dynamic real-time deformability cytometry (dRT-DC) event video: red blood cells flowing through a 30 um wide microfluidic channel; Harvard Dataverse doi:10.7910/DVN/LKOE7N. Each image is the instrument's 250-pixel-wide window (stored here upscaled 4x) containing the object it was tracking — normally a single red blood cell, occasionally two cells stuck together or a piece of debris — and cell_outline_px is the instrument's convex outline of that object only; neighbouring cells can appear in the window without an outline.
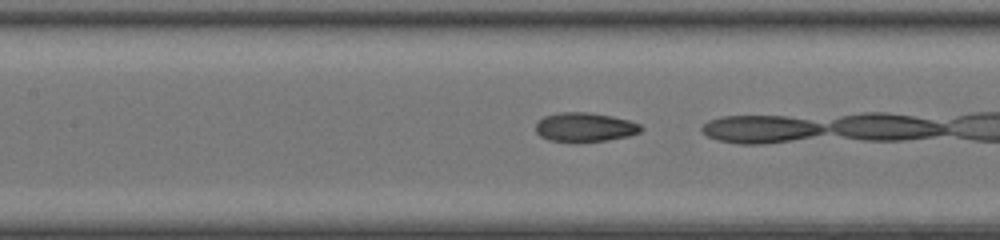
{"species": "common noctule bat (a hibernating species)", "species_latin": "Nyctalus noctula", "temperature_condition": "room temperature", "stored_images_in_passage": 29, "camera_frame_rate_fps": 3000, "um_per_image_px": 0.085, "animal": {"sex": "female", "body_mass_g": 20.0, "forearm_length_mm": 54.0}, "frame": {"image": 1, "passage_image": 22, "time_ms": 7.0, "image_size_px": [1000, 240], "cell_outline_px": [[644, 128], [640, 132], [628, 136], [608, 140], [576, 144], [548, 140], [540, 136], [536, 132], [536, 124], [544, 116], [556, 112], [588, 112], [612, 116], [628, 120], [640, 124]], "centroid_in_image_um": [49.69, 10.84], "position_along_channel_um": 157.7, "area_um2": 18.38}}